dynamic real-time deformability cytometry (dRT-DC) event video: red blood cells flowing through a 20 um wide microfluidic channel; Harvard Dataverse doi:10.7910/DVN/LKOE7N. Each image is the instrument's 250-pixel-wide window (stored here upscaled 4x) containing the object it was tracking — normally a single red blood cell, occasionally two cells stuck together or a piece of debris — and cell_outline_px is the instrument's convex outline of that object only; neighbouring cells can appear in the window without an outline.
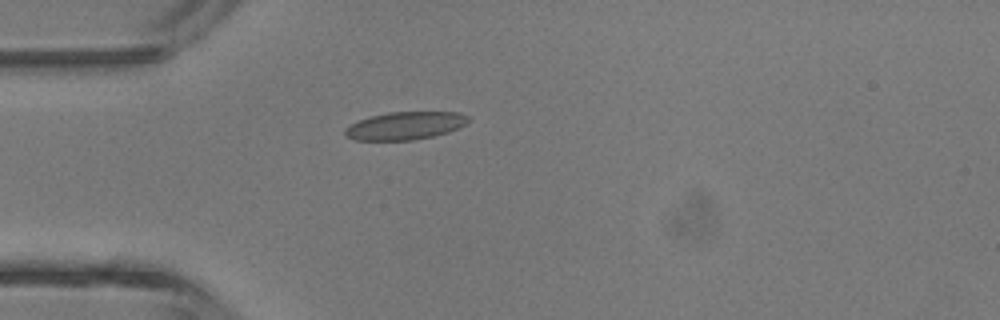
{"species": "common noctule bat (a hibernating species)", "species_latin": "Nyctalus noctula", "temperature_condition": "room temperature", "stored_images_in_passage": 5, "camera_frame_rate_fps": 3000, "um_per_image_px": 0.085, "animal": {"sex": "male", "body_mass_g": 13.3}, "frame": {"image": 1, "passage_image": 5, "time_ms": 5.333, "image_size_px": [1000, 320], "cell_outline_px": [[468, 120], [460, 128], [448, 132], [432, 136], [412, 140], [356, 140], [348, 136], [344, 132], [344, 128], [360, 120], [372, 116], [388, 112], [460, 112], [468, 116]], "centroid_in_image_um": [34.46, 10.68], "position_along_channel_um": 50.5, "area_um2": 19.77}}